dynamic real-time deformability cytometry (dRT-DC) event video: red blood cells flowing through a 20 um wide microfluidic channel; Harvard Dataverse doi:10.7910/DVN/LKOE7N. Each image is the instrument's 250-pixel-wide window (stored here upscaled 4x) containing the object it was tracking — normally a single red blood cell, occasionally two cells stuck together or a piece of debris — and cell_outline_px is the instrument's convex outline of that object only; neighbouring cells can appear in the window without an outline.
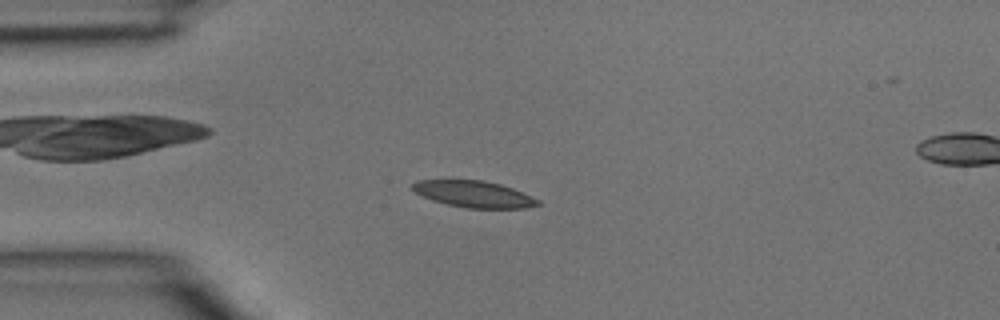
{"species": "common noctule bat (a hibernating species)", "species_latin": "Nyctalus noctula", "temperature_condition": "room temperature", "stored_images_in_passage": 4, "camera_frame_rate_fps": 3000, "um_per_image_px": 0.085, "animal": {"sex": "male", "body_mass_g": 15.6}, "frame": {"image": 1, "passage_image": 3, "time_ms": 0.667, "image_size_px": [1000, 320], "cell_outline_px": [[540, 204], [524, 208], [464, 208], [432, 200], [408, 188], [416, 180], [484, 180], [500, 184], [512, 188], [532, 196], [540, 200]], "centroid_in_image_um": [40.26, 16.49], "position_along_channel_um": 44.7, "area_um2": 19.36}}